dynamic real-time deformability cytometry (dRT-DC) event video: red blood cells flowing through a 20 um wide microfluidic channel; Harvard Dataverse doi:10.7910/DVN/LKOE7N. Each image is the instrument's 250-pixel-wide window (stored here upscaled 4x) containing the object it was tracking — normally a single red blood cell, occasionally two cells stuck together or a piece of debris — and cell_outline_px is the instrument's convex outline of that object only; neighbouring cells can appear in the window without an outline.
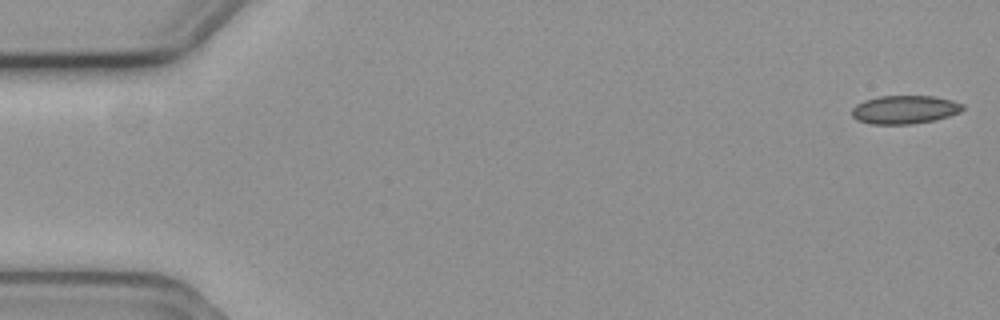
{"species": "common noctule bat (a hibernating species)", "species_latin": "Nyctalus noctula", "temperature_condition": "cold", "stored_images_in_passage": 9, "camera_frame_rate_fps": 3000, "um_per_image_px": 0.085, "animal": {"sex": "female", "body_mass_g": 19.3, "forearm_length_mm": 54.1}, "frame": {"image": 1, "passage_image": 1, "time_ms": 0.0, "image_size_px": [1000, 320], "cell_outline_px": [[964, 108], [960, 112], [936, 120], [912, 124], [872, 124], [856, 120], [852, 116], [852, 108], [856, 104], [864, 100], [880, 96], [932, 96], [952, 100], [964, 104]], "centroid_in_image_um": [76.89, 9.32], "position_along_channel_um": 8.1, "area_um2": 18.44}}